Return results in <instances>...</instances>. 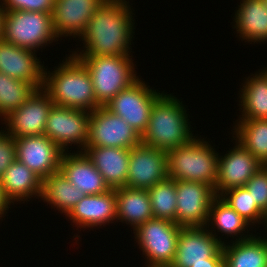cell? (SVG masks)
<instances>
[{
    "label": "cell",
    "mask_w": 267,
    "mask_h": 267,
    "mask_svg": "<svg viewBox=\"0 0 267 267\" xmlns=\"http://www.w3.org/2000/svg\"><path fill=\"white\" fill-rule=\"evenodd\" d=\"M130 1L106 0L88 21L77 41H82L81 44L69 50V54L74 57L134 56L131 46L137 25Z\"/></svg>",
    "instance_id": "6da1fadb"
},
{
    "label": "cell",
    "mask_w": 267,
    "mask_h": 267,
    "mask_svg": "<svg viewBox=\"0 0 267 267\" xmlns=\"http://www.w3.org/2000/svg\"><path fill=\"white\" fill-rule=\"evenodd\" d=\"M65 56L53 70L47 69L48 65L44 68L43 90L54 105L94 111L101 105L95 97L89 71L78 58Z\"/></svg>",
    "instance_id": "7a4b0ae2"
},
{
    "label": "cell",
    "mask_w": 267,
    "mask_h": 267,
    "mask_svg": "<svg viewBox=\"0 0 267 267\" xmlns=\"http://www.w3.org/2000/svg\"><path fill=\"white\" fill-rule=\"evenodd\" d=\"M173 94L166 91L155 101L148 126L141 135L142 144L168 152L199 135L192 129L188 106Z\"/></svg>",
    "instance_id": "3957f363"
},
{
    "label": "cell",
    "mask_w": 267,
    "mask_h": 267,
    "mask_svg": "<svg viewBox=\"0 0 267 267\" xmlns=\"http://www.w3.org/2000/svg\"><path fill=\"white\" fill-rule=\"evenodd\" d=\"M210 140L199 134L189 143L169 150L168 178L202 182L215 188L219 152L216 151L215 143Z\"/></svg>",
    "instance_id": "277c9868"
},
{
    "label": "cell",
    "mask_w": 267,
    "mask_h": 267,
    "mask_svg": "<svg viewBox=\"0 0 267 267\" xmlns=\"http://www.w3.org/2000/svg\"><path fill=\"white\" fill-rule=\"evenodd\" d=\"M89 71L97 102L105 106L120 91L134 83L137 75L133 56L76 57Z\"/></svg>",
    "instance_id": "5b68a950"
},
{
    "label": "cell",
    "mask_w": 267,
    "mask_h": 267,
    "mask_svg": "<svg viewBox=\"0 0 267 267\" xmlns=\"http://www.w3.org/2000/svg\"><path fill=\"white\" fill-rule=\"evenodd\" d=\"M2 39L38 53L50 44H59L53 29L52 13L46 12L5 11Z\"/></svg>",
    "instance_id": "8992f818"
},
{
    "label": "cell",
    "mask_w": 267,
    "mask_h": 267,
    "mask_svg": "<svg viewBox=\"0 0 267 267\" xmlns=\"http://www.w3.org/2000/svg\"><path fill=\"white\" fill-rule=\"evenodd\" d=\"M182 227L166 219H151L139 225L132 234L145 259L142 267L170 266L174 260Z\"/></svg>",
    "instance_id": "52a82bcc"
},
{
    "label": "cell",
    "mask_w": 267,
    "mask_h": 267,
    "mask_svg": "<svg viewBox=\"0 0 267 267\" xmlns=\"http://www.w3.org/2000/svg\"><path fill=\"white\" fill-rule=\"evenodd\" d=\"M141 77L120 91L105 105L108 110L124 119L140 135L148 126L150 112L155 101L165 91L152 88Z\"/></svg>",
    "instance_id": "ba28073f"
},
{
    "label": "cell",
    "mask_w": 267,
    "mask_h": 267,
    "mask_svg": "<svg viewBox=\"0 0 267 267\" xmlns=\"http://www.w3.org/2000/svg\"><path fill=\"white\" fill-rule=\"evenodd\" d=\"M89 117L90 112L86 110L53 105L49 111L44 135L64 152L84 151L88 141ZM74 148L75 150H72Z\"/></svg>",
    "instance_id": "9c48e42d"
},
{
    "label": "cell",
    "mask_w": 267,
    "mask_h": 267,
    "mask_svg": "<svg viewBox=\"0 0 267 267\" xmlns=\"http://www.w3.org/2000/svg\"><path fill=\"white\" fill-rule=\"evenodd\" d=\"M139 144L141 135L105 106L90 112L86 146L131 149Z\"/></svg>",
    "instance_id": "30bf717a"
},
{
    "label": "cell",
    "mask_w": 267,
    "mask_h": 267,
    "mask_svg": "<svg viewBox=\"0 0 267 267\" xmlns=\"http://www.w3.org/2000/svg\"><path fill=\"white\" fill-rule=\"evenodd\" d=\"M53 105L54 102L43 89H36L24 104L4 117L0 125L14 138L44 135Z\"/></svg>",
    "instance_id": "8fae6325"
},
{
    "label": "cell",
    "mask_w": 267,
    "mask_h": 267,
    "mask_svg": "<svg viewBox=\"0 0 267 267\" xmlns=\"http://www.w3.org/2000/svg\"><path fill=\"white\" fill-rule=\"evenodd\" d=\"M116 210L115 189L98 195H85L65 217L66 220L71 221L68 223L78 230V233L73 235L72 241H75L73 246L81 241L79 231L84 232L89 228V231L91 229L94 231V229L106 228V225H113L114 222L116 224Z\"/></svg>",
    "instance_id": "7c38bea8"
},
{
    "label": "cell",
    "mask_w": 267,
    "mask_h": 267,
    "mask_svg": "<svg viewBox=\"0 0 267 267\" xmlns=\"http://www.w3.org/2000/svg\"><path fill=\"white\" fill-rule=\"evenodd\" d=\"M177 225L205 227L210 205L216 197L214 188L202 182L176 181Z\"/></svg>",
    "instance_id": "4fadbf2b"
},
{
    "label": "cell",
    "mask_w": 267,
    "mask_h": 267,
    "mask_svg": "<svg viewBox=\"0 0 267 267\" xmlns=\"http://www.w3.org/2000/svg\"><path fill=\"white\" fill-rule=\"evenodd\" d=\"M230 139L234 146L226 152H219L217 183L214 188L216 196L227 189L244 186L264 166L236 140L232 137Z\"/></svg>",
    "instance_id": "5bb4252c"
},
{
    "label": "cell",
    "mask_w": 267,
    "mask_h": 267,
    "mask_svg": "<svg viewBox=\"0 0 267 267\" xmlns=\"http://www.w3.org/2000/svg\"><path fill=\"white\" fill-rule=\"evenodd\" d=\"M16 160L42 180L60 171L64 151L46 135L15 138Z\"/></svg>",
    "instance_id": "9a60e30c"
},
{
    "label": "cell",
    "mask_w": 267,
    "mask_h": 267,
    "mask_svg": "<svg viewBox=\"0 0 267 267\" xmlns=\"http://www.w3.org/2000/svg\"><path fill=\"white\" fill-rule=\"evenodd\" d=\"M168 178L167 152L139 144L131 148L126 186L148 190Z\"/></svg>",
    "instance_id": "2e32d148"
},
{
    "label": "cell",
    "mask_w": 267,
    "mask_h": 267,
    "mask_svg": "<svg viewBox=\"0 0 267 267\" xmlns=\"http://www.w3.org/2000/svg\"><path fill=\"white\" fill-rule=\"evenodd\" d=\"M106 0H54L53 29L60 40H78L91 16ZM63 37V38H62Z\"/></svg>",
    "instance_id": "e0dca14e"
},
{
    "label": "cell",
    "mask_w": 267,
    "mask_h": 267,
    "mask_svg": "<svg viewBox=\"0 0 267 267\" xmlns=\"http://www.w3.org/2000/svg\"><path fill=\"white\" fill-rule=\"evenodd\" d=\"M222 246L206 227H182L170 267H191L207 258L223 257Z\"/></svg>",
    "instance_id": "ac0fdd59"
},
{
    "label": "cell",
    "mask_w": 267,
    "mask_h": 267,
    "mask_svg": "<svg viewBox=\"0 0 267 267\" xmlns=\"http://www.w3.org/2000/svg\"><path fill=\"white\" fill-rule=\"evenodd\" d=\"M37 56L34 50L0 40V72L43 89L45 62Z\"/></svg>",
    "instance_id": "d6986e66"
},
{
    "label": "cell",
    "mask_w": 267,
    "mask_h": 267,
    "mask_svg": "<svg viewBox=\"0 0 267 267\" xmlns=\"http://www.w3.org/2000/svg\"><path fill=\"white\" fill-rule=\"evenodd\" d=\"M205 227L222 244L246 240L255 235L253 231L257 233L256 228L254 229L219 196H216L210 205L209 218ZM229 237L232 239L230 240Z\"/></svg>",
    "instance_id": "ffe728a7"
},
{
    "label": "cell",
    "mask_w": 267,
    "mask_h": 267,
    "mask_svg": "<svg viewBox=\"0 0 267 267\" xmlns=\"http://www.w3.org/2000/svg\"><path fill=\"white\" fill-rule=\"evenodd\" d=\"M60 172L85 195H98L110 190L84 151L64 152Z\"/></svg>",
    "instance_id": "44dd1931"
},
{
    "label": "cell",
    "mask_w": 267,
    "mask_h": 267,
    "mask_svg": "<svg viewBox=\"0 0 267 267\" xmlns=\"http://www.w3.org/2000/svg\"><path fill=\"white\" fill-rule=\"evenodd\" d=\"M240 4V5H239ZM233 13L232 28L242 43H267V6L264 0H240ZM234 23V24H233Z\"/></svg>",
    "instance_id": "7402d4cb"
},
{
    "label": "cell",
    "mask_w": 267,
    "mask_h": 267,
    "mask_svg": "<svg viewBox=\"0 0 267 267\" xmlns=\"http://www.w3.org/2000/svg\"><path fill=\"white\" fill-rule=\"evenodd\" d=\"M84 152L110 189L126 186L131 149L86 146Z\"/></svg>",
    "instance_id": "603a6c76"
},
{
    "label": "cell",
    "mask_w": 267,
    "mask_h": 267,
    "mask_svg": "<svg viewBox=\"0 0 267 267\" xmlns=\"http://www.w3.org/2000/svg\"><path fill=\"white\" fill-rule=\"evenodd\" d=\"M0 184L11 205L28 204L42 195V179L23 163L15 160L4 172Z\"/></svg>",
    "instance_id": "cb8c5ba5"
},
{
    "label": "cell",
    "mask_w": 267,
    "mask_h": 267,
    "mask_svg": "<svg viewBox=\"0 0 267 267\" xmlns=\"http://www.w3.org/2000/svg\"><path fill=\"white\" fill-rule=\"evenodd\" d=\"M244 78L236 100L237 119H267V75L259 69Z\"/></svg>",
    "instance_id": "d4e9b609"
},
{
    "label": "cell",
    "mask_w": 267,
    "mask_h": 267,
    "mask_svg": "<svg viewBox=\"0 0 267 267\" xmlns=\"http://www.w3.org/2000/svg\"><path fill=\"white\" fill-rule=\"evenodd\" d=\"M115 194L116 222L131 227V233L139 225L154 218L147 190L125 186L116 188Z\"/></svg>",
    "instance_id": "484cf974"
},
{
    "label": "cell",
    "mask_w": 267,
    "mask_h": 267,
    "mask_svg": "<svg viewBox=\"0 0 267 267\" xmlns=\"http://www.w3.org/2000/svg\"><path fill=\"white\" fill-rule=\"evenodd\" d=\"M222 252L224 267H267V236L260 231L252 238L223 244Z\"/></svg>",
    "instance_id": "4316f807"
},
{
    "label": "cell",
    "mask_w": 267,
    "mask_h": 267,
    "mask_svg": "<svg viewBox=\"0 0 267 267\" xmlns=\"http://www.w3.org/2000/svg\"><path fill=\"white\" fill-rule=\"evenodd\" d=\"M85 196L83 192L72 185L59 171L42 180V195L39 202L46 203L51 210L65 215ZM56 208V209H55Z\"/></svg>",
    "instance_id": "83f0119b"
},
{
    "label": "cell",
    "mask_w": 267,
    "mask_h": 267,
    "mask_svg": "<svg viewBox=\"0 0 267 267\" xmlns=\"http://www.w3.org/2000/svg\"><path fill=\"white\" fill-rule=\"evenodd\" d=\"M233 125L230 137L266 166L267 119H236Z\"/></svg>",
    "instance_id": "f1b7e54d"
},
{
    "label": "cell",
    "mask_w": 267,
    "mask_h": 267,
    "mask_svg": "<svg viewBox=\"0 0 267 267\" xmlns=\"http://www.w3.org/2000/svg\"><path fill=\"white\" fill-rule=\"evenodd\" d=\"M155 219H166L177 224L176 180L167 178L148 190Z\"/></svg>",
    "instance_id": "f546056e"
},
{
    "label": "cell",
    "mask_w": 267,
    "mask_h": 267,
    "mask_svg": "<svg viewBox=\"0 0 267 267\" xmlns=\"http://www.w3.org/2000/svg\"><path fill=\"white\" fill-rule=\"evenodd\" d=\"M35 90L32 84L0 72V121L24 104Z\"/></svg>",
    "instance_id": "4dcf8cb0"
},
{
    "label": "cell",
    "mask_w": 267,
    "mask_h": 267,
    "mask_svg": "<svg viewBox=\"0 0 267 267\" xmlns=\"http://www.w3.org/2000/svg\"><path fill=\"white\" fill-rule=\"evenodd\" d=\"M219 197L249 222L254 228L264 225L266 214L254 203L252 196L244 187H234L222 192Z\"/></svg>",
    "instance_id": "1f68e13d"
},
{
    "label": "cell",
    "mask_w": 267,
    "mask_h": 267,
    "mask_svg": "<svg viewBox=\"0 0 267 267\" xmlns=\"http://www.w3.org/2000/svg\"><path fill=\"white\" fill-rule=\"evenodd\" d=\"M252 196L254 203L267 213V166L258 170L244 185Z\"/></svg>",
    "instance_id": "d6a6232c"
},
{
    "label": "cell",
    "mask_w": 267,
    "mask_h": 267,
    "mask_svg": "<svg viewBox=\"0 0 267 267\" xmlns=\"http://www.w3.org/2000/svg\"><path fill=\"white\" fill-rule=\"evenodd\" d=\"M5 11L52 13L54 0H2Z\"/></svg>",
    "instance_id": "836d02e7"
},
{
    "label": "cell",
    "mask_w": 267,
    "mask_h": 267,
    "mask_svg": "<svg viewBox=\"0 0 267 267\" xmlns=\"http://www.w3.org/2000/svg\"><path fill=\"white\" fill-rule=\"evenodd\" d=\"M16 160L15 138L0 129V179L7 168Z\"/></svg>",
    "instance_id": "e575fe53"
},
{
    "label": "cell",
    "mask_w": 267,
    "mask_h": 267,
    "mask_svg": "<svg viewBox=\"0 0 267 267\" xmlns=\"http://www.w3.org/2000/svg\"><path fill=\"white\" fill-rule=\"evenodd\" d=\"M9 208L11 210L12 209V205L6 199V197H5L4 193H3V189L1 187V184H0V221H1V223H2L3 220L6 219V218H4L5 216L6 217L9 216V214H8L9 211H10Z\"/></svg>",
    "instance_id": "d590c367"
},
{
    "label": "cell",
    "mask_w": 267,
    "mask_h": 267,
    "mask_svg": "<svg viewBox=\"0 0 267 267\" xmlns=\"http://www.w3.org/2000/svg\"><path fill=\"white\" fill-rule=\"evenodd\" d=\"M191 267H224V257L207 258L206 262H199Z\"/></svg>",
    "instance_id": "8d00e7d4"
},
{
    "label": "cell",
    "mask_w": 267,
    "mask_h": 267,
    "mask_svg": "<svg viewBox=\"0 0 267 267\" xmlns=\"http://www.w3.org/2000/svg\"><path fill=\"white\" fill-rule=\"evenodd\" d=\"M4 14H5V10H4L3 5H2V0H0V40L2 39V36H3Z\"/></svg>",
    "instance_id": "74e56055"
},
{
    "label": "cell",
    "mask_w": 267,
    "mask_h": 267,
    "mask_svg": "<svg viewBox=\"0 0 267 267\" xmlns=\"http://www.w3.org/2000/svg\"><path fill=\"white\" fill-rule=\"evenodd\" d=\"M265 226V227H264ZM263 228L265 229V231L262 230L263 234L267 236V213L265 216V221H264V225ZM266 233V234H265Z\"/></svg>",
    "instance_id": "f35d334b"
},
{
    "label": "cell",
    "mask_w": 267,
    "mask_h": 267,
    "mask_svg": "<svg viewBox=\"0 0 267 267\" xmlns=\"http://www.w3.org/2000/svg\"><path fill=\"white\" fill-rule=\"evenodd\" d=\"M264 67L261 69L266 75H267V65L265 67V65H263Z\"/></svg>",
    "instance_id": "ab89813d"
}]
</instances>
